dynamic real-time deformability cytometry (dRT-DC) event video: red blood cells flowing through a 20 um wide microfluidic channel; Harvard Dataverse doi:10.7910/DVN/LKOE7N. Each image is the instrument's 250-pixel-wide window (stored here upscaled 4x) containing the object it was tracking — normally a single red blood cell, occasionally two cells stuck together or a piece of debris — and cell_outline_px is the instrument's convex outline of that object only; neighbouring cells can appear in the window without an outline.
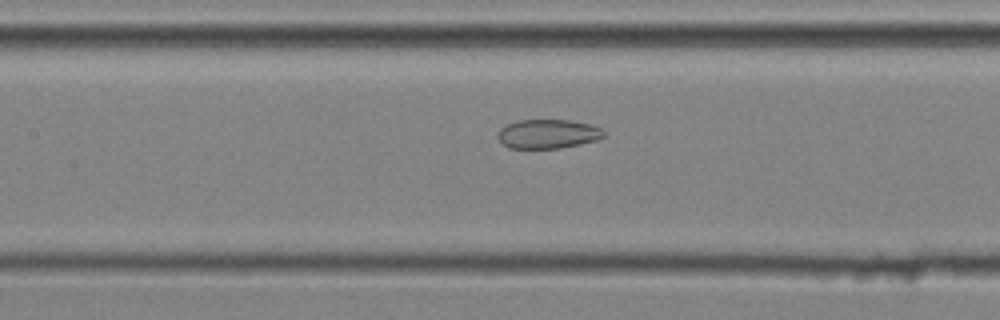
{"species": "common noctule bat (a hibernating species)", "species_latin": "Nyctalus noctula", "temperature_condition": "cold", "stored_images_in_passage": 29, "camera_frame_rate_fps": 3000, "um_per_image_px": 0.085, "animal": {"sex": "male", "body_mass_g": 20.4}, "frame": {"image": 1, "passage_image": 11, "time_ms": 3.333, "image_size_px": [1000, 320], "cell_outline_px": [[604, 136], [596, 140], [580, 144], [560, 148], [508, 148], [496, 136], [496, 132], [500, 128], [516, 120], [568, 120], [588, 124], [600, 128], [604, 132]], "centroid_in_image_um": [46.52, 11.38], "position_along_channel_um": 160.9, "area_um2": 17.92}}
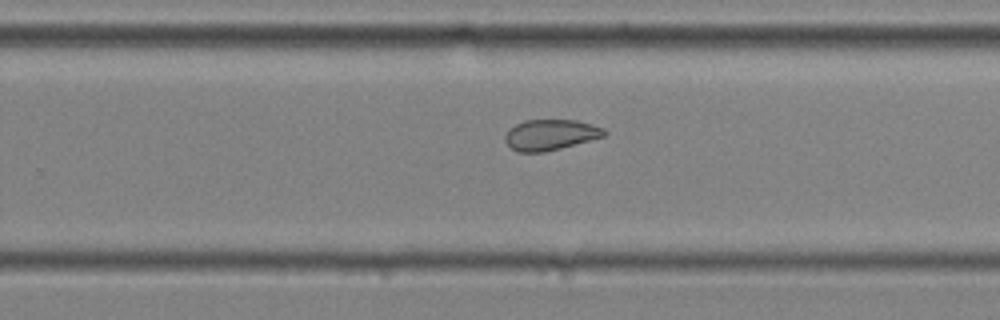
{"frame": {"image": 2, "passage_image": 20, "time_ms": 6.333, "image_size_px": [1000, 320], "cell_outline_px": [[608, 132], [604, 136], [560, 148], [544, 152], [516, 152], [504, 140], [504, 136], [508, 128], [524, 120], [576, 120], [592, 124], [604, 128]], "centroid_in_image_um": [46.76, 11.45], "position_along_channel_um": 283.0, "area_um2": 17.74}}
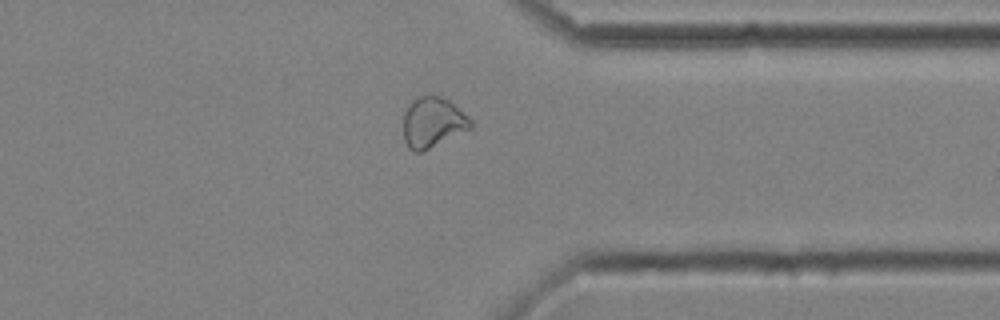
{"frame": {"image": 3, "passage_image": 27, "time_ms": 8.667, "image_size_px": [1000, 320], "cell_outline_px": [[472, 128], [424, 152], [412, 152], [408, 148], [404, 140], [404, 112], [408, 104], [416, 96], [428, 92], [432, 92], [448, 100], [468, 116], [472, 120]], "centroid_in_image_um": [36.76, 10.38], "position_along_channel_um": 374.6, "area_um2": 20.4}}